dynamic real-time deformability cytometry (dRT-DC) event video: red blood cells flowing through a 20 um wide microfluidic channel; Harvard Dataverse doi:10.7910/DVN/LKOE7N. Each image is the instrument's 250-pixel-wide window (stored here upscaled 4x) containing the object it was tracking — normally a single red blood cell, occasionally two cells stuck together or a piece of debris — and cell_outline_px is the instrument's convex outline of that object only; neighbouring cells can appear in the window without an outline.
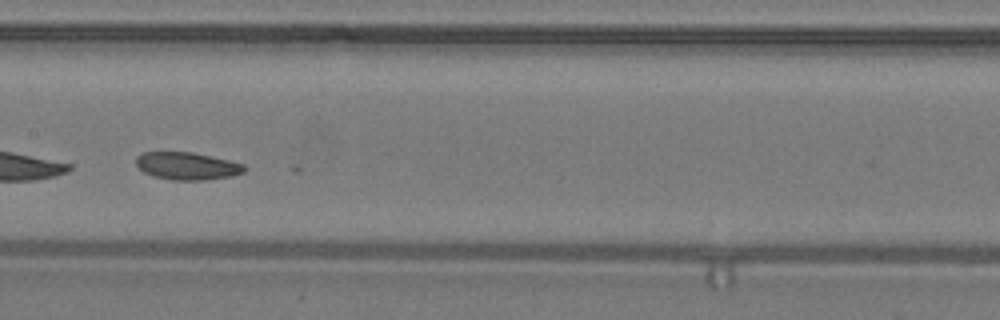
{"species": "common noctule bat (a hibernating species)", "species_latin": "Nyctalus noctula", "temperature_condition": "warm", "stored_images_in_passage": 36, "camera_frame_rate_fps": 3000, "um_per_image_px": 0.085, "animal": {"sex": "male", "body_mass_g": 19.2, "forearm_length_mm": 51.8}, "frame": {"image": 1, "passage_image": 20, "time_ms": 6.333, "image_size_px": [1000, 320], "cell_outline_px": [[248, 168], [244, 172], [232, 176], [204, 180], [172, 180], [152, 176], [144, 172], [136, 164], [136, 156], [144, 152], [192, 152], [212, 156], [244, 164]], "centroid_in_image_um": [15.92, 14.11], "position_along_channel_um": 191.5, "area_um2": 17.46}}
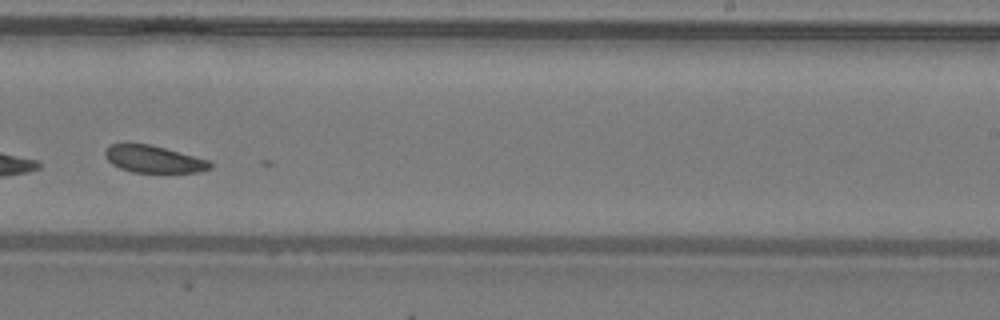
{"frame": {"image": 2, "passage_image": 26, "time_ms": 8.333, "image_size_px": [1000, 320], "cell_outline_px": [[212, 168], [196, 172], [132, 172], [120, 168], [112, 164], [104, 156], [104, 152], [112, 144], [124, 140], [128, 140], [148, 144], [164, 148], [208, 160], [212, 164]], "centroid_in_image_um": [12.97, 13.49], "position_along_channel_um": 276.0, "area_um2": 16.82}, "authors_computed_cell_mechanics": {"area_um2": 17.9469, "velocity_mm_per_s": 4.2645, "shape_relaxation_time_tau1_ms": null, "shape_relaxation_time_tau2_ms": 7.8364, "deformation_change_tau1": null, "deformation_change_tau2": 0.1537}}